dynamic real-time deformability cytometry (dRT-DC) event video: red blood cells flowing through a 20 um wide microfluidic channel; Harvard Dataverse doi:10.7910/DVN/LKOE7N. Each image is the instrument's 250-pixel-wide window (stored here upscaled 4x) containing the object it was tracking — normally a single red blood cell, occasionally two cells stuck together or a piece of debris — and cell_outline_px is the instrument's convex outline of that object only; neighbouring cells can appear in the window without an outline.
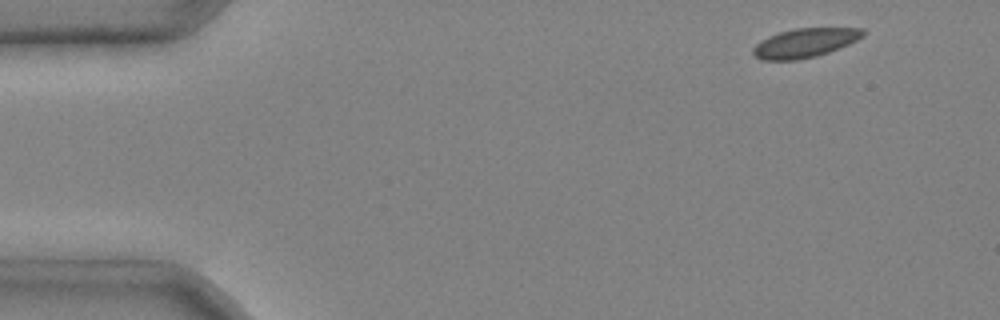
{"species": "common noctule bat (a hibernating species)", "species_latin": "Nyctalus noctula", "temperature_condition": "cold", "stored_images_in_passage": 4, "camera_frame_rate_fps": 3000, "um_per_image_px": 0.085, "animal": {"sex": "male", "body_mass_g": 20.4}, "frame": {"image": 1, "passage_image": 1, "time_ms": 0.0, "image_size_px": [1000, 320], "cell_outline_px": [[868, 32], [864, 36], [848, 44], [828, 52], [816, 56], [796, 60], [760, 60], [752, 52], [752, 48], [760, 40], [768, 36], [780, 32], [796, 28], [864, 28]], "centroid_in_image_um": [68.42, 3.64], "position_along_channel_um": 16.6, "area_um2": 18.67}}
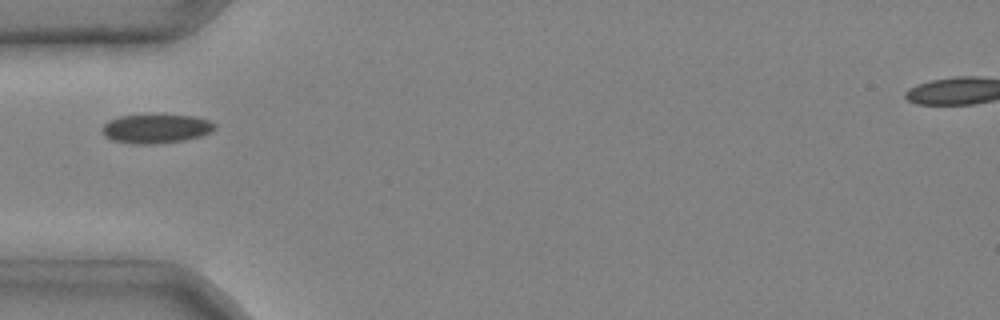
{"frame": {"image": 2, "passage_image": 3, "time_ms": 0.667, "image_size_px": [1000, 320], "cell_outline_px": [[216, 128], [200, 136], [184, 140], [156, 144], [132, 144], [112, 140], [104, 136], [100, 132], [100, 128], [108, 120], [120, 116], [196, 116], [208, 120], [216, 124]], "centroid_in_image_um": [13.2, 10.96], "position_along_channel_um": 71.8, "area_um2": 18.9}}
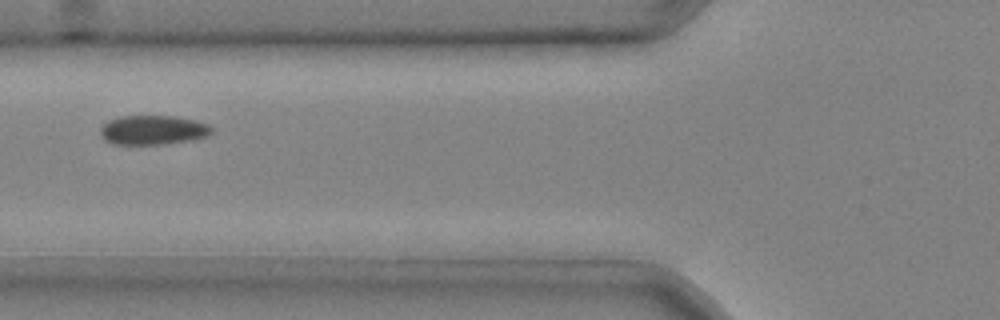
{"frame": {"image": 3, "passage_image": 4, "time_ms": 1.0, "image_size_px": [1000, 320], "cell_outline_px": [[212, 132], [208, 136], [192, 140], [164, 144], [112, 144], [104, 140], [100, 136], [100, 128], [108, 120], [120, 116], [176, 116], [208, 124], [212, 128]], "centroid_in_image_um": [12.97, 11.05], "position_along_channel_um": 112.8, "area_um2": 19.13}}